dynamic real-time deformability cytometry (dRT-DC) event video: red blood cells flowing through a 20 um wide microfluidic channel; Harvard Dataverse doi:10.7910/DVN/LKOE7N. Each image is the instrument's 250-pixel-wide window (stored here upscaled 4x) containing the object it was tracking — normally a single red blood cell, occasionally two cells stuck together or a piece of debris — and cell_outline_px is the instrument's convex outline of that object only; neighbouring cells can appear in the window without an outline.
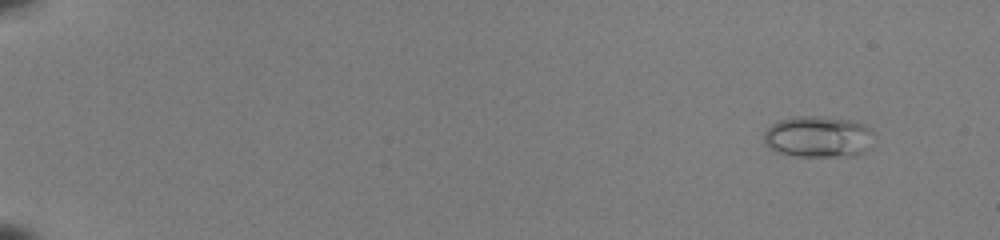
{"species": "common noctule bat (a hibernating species)", "species_latin": "Nyctalus noctula", "temperature_condition": "room temperature", "stored_images_in_passage": 55, "camera_frame_rate_fps": 3000, "um_per_image_px": 0.085, "animal": {"sex": "female", "body_mass_g": 22.0, "forearm_length_mm": 56.7}, "frame": {"image": 1, "passage_image": 6, "time_ms": 1.667, "image_size_px": [1000, 240], "cell_outline_px": [[872, 148], [856, 156], [792, 156], [776, 152], [768, 148], [764, 140], [764, 132], [772, 124], [780, 120], [796, 116], [824, 116], [852, 120], [868, 124], [872, 132]], "centroid_in_image_um": [69.59, 11.63], "position_along_channel_um": 15.4, "area_um2": 27.11}}
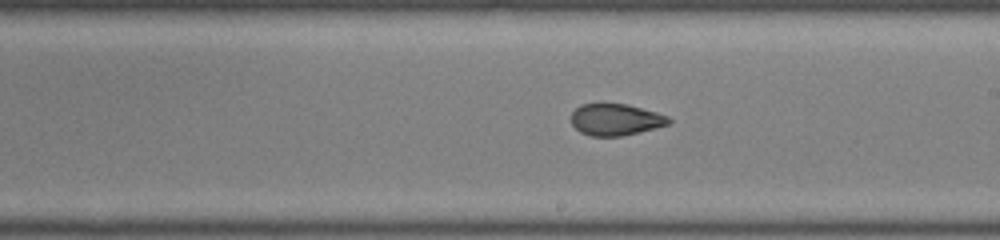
{"frame": {"image": 2, "passage_image": 35, "time_ms": 11.333, "image_size_px": [1000, 240], "cell_outline_px": [[672, 120], [668, 124], [656, 128], [620, 136], [592, 136], [580, 132], [572, 124], [572, 112], [580, 104], [624, 104], [656, 112], [668, 116]], "centroid_in_image_um": [52.32, 10.17], "position_along_channel_um": 236.7, "area_um2": 17.74}}
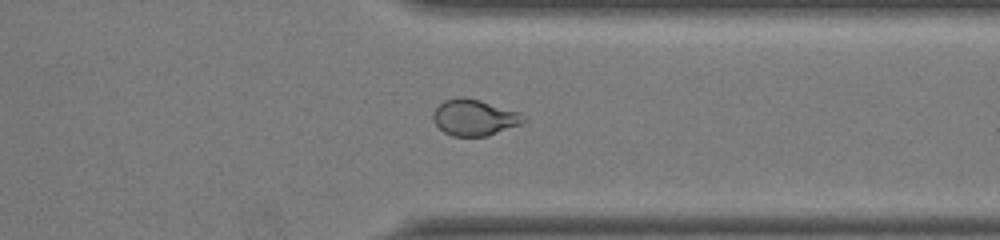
{"frame": {"image": 3, "passage_image": 45, "time_ms": 14.667, "image_size_px": [1000, 240], "cell_outline_px": [[528, 120], [520, 124], [488, 136], [452, 136], [444, 132], [432, 120], [432, 112], [444, 100], [464, 96], [480, 100], [520, 112], [528, 116]], "centroid_in_image_um": [40.34, 9.98], "position_along_channel_um": 371.1, "area_um2": 19.25}, "authors_computed_cell_mechanics": {"area_um2": 20.519, "velocity_mm_per_s": 4.0101, "shape_relaxation_time_tau1_ms": 9.5509, "shape_relaxation_time_tau2_ms": 1.2462, "deformation_change_tau1": 0.2098, "deformation_change_tau2": 0.0713}}